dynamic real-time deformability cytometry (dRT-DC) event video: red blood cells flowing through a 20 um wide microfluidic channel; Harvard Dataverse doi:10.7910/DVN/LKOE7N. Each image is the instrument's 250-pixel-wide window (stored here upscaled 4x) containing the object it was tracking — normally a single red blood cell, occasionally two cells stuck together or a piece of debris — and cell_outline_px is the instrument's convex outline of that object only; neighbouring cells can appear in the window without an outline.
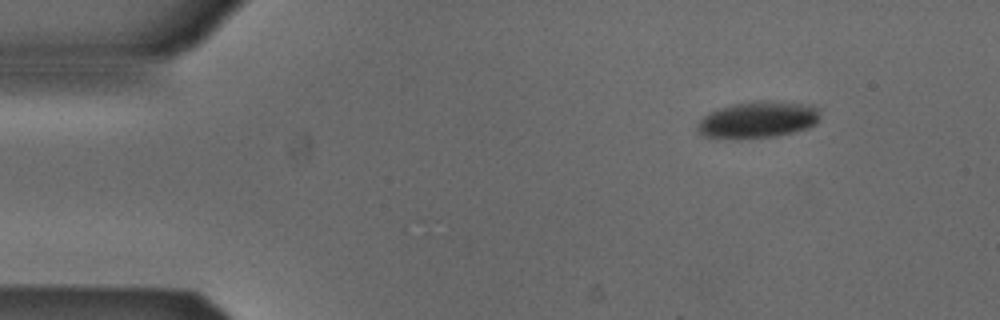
{"species": "Egyptian fruit bat (a non-hibernating species)", "species_latin": "Rousettus aegyptiacus", "temperature_condition": "cold", "stored_images_in_passage": 47, "camera_frame_rate_fps": 3000, "um_per_image_px": 0.085, "animal": {"sex": "male"}, "frame": {"image": 1, "passage_image": 1, "time_ms": 0.0, "image_size_px": [1000, 320], "cell_outline_px": [[820, 120], [816, 124], [808, 128], [776, 136], [740, 140], [716, 140], [700, 136], [696, 132], [696, 124], [708, 112], [732, 104], [756, 100], [764, 100], [816, 104], [820, 108]], "centroid_in_image_um": [64.39, 10.2], "position_along_channel_um": 20.6, "area_um2": 27.51}}
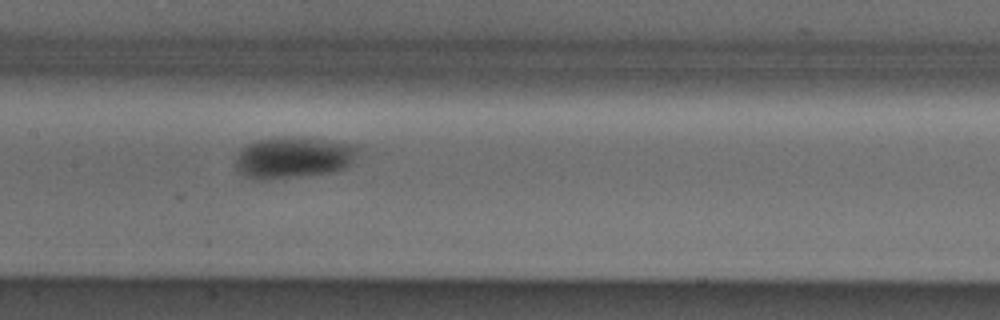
{"frame": {"image": 2, "passage_image": 20, "time_ms": 6.333, "image_size_px": [1000, 320], "cell_outline_px": [[360, 148], [352, 160], [344, 168], [332, 172], [300, 176], [260, 180], [244, 176], [236, 168], [236, 152], [240, 148], [256, 140], [276, 136], [292, 136], [356, 144]], "centroid_in_image_um": [24.89, 13.36], "position_along_channel_um": 182.5, "area_um2": 29.71}}
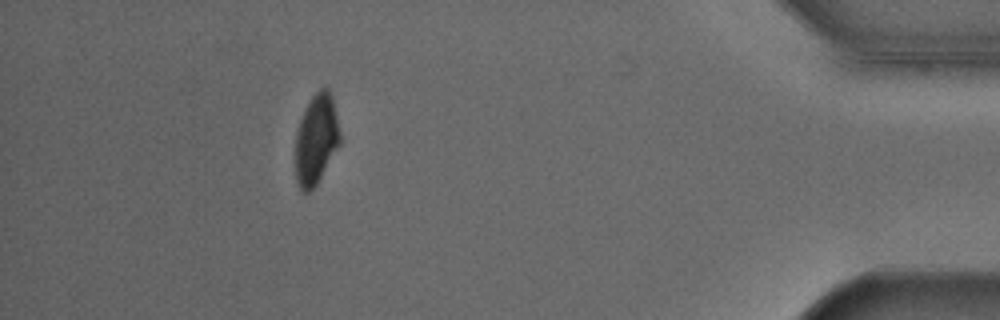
{"frame": {"image": 3, "passage_image": 42, "time_ms": 13.667, "image_size_px": [1000, 320], "cell_outline_px": [[340, 144], [316, 184], [308, 192], [304, 192], [300, 188], [296, 180], [296, 132], [300, 120], [312, 96], [320, 88], [328, 88], [332, 96], [340, 132]], "centroid_in_image_um": [26.88, 11.83], "position_along_channel_um": 408.3, "area_um2": 23.0}, "authors_computed_cell_mechanics": {"area_um2": 27.6862, "velocity_mm_per_s": 3.8722, "shape_relaxation_time_tau1_ms": 7.1933, "shape_relaxation_time_tau2_ms": null, "deformation_change_tau1": 0.1465, "deformation_change_tau2": null}}